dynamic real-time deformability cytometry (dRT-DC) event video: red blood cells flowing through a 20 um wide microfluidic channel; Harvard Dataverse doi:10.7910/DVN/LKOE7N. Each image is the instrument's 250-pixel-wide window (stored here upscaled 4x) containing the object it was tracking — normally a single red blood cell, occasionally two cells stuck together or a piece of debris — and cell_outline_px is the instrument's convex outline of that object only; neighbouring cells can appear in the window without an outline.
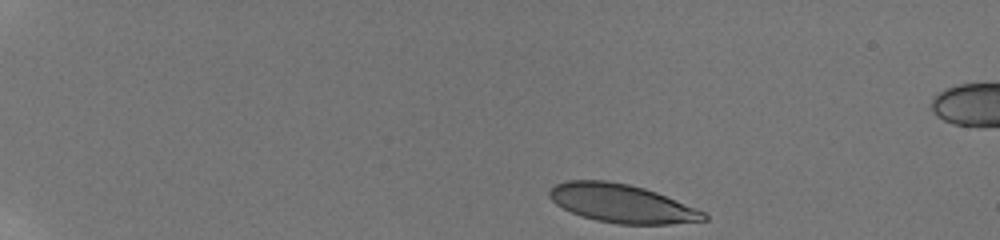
{"species": "human", "species_latin": "Homo sapiens", "temperature_condition": "room temperature", "stored_images_in_passage": 19, "camera_frame_rate_fps": 3000, "um_per_image_px": 0.085, "donor": {"sex": "male"}, "frame": {"image": 1, "passage_image": 1, "time_ms": 0.0, "image_size_px": [1000, 240], "cell_outline_px": [[708, 220], [668, 224], [616, 224], [596, 220], [580, 216], [556, 204], [548, 196], [548, 192], [556, 184], [568, 180], [608, 180], [628, 184], [644, 188], [656, 192], [704, 212], [708, 216]], "centroid_in_image_um": [52.82, 17.29], "position_along_channel_um": 32.2, "area_um2": 34.39}}